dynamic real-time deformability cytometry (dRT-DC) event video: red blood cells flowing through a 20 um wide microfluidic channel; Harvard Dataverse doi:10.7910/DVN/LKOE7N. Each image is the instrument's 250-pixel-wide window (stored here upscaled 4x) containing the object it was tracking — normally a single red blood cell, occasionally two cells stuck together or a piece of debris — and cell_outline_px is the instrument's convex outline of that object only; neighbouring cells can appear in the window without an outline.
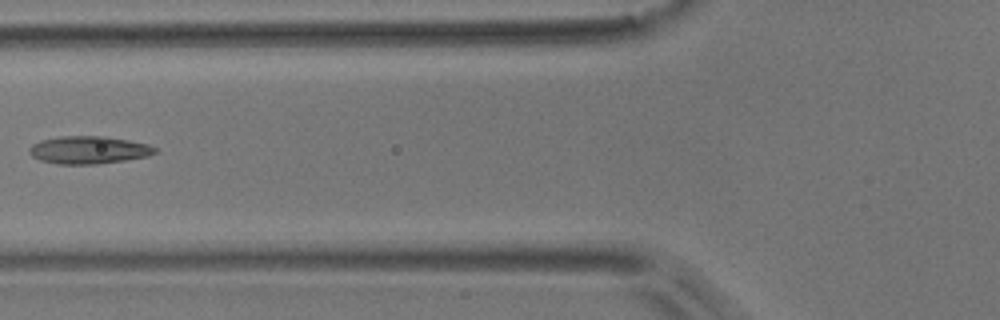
{"species": "common noctule bat (a hibernating species)", "species_latin": "Nyctalus noctula", "temperature_condition": "room temperature", "stored_images_in_passage": 5, "camera_frame_rate_fps": 3000, "um_per_image_px": 0.085, "animal": {"sex": "male", "body_mass_g": 17.9}, "frame": {"image": 1, "passage_image": 4, "time_ms": 1.0, "image_size_px": [1000, 320], "cell_outline_px": [[156, 152], [148, 156], [124, 160], [96, 164], [56, 164], [40, 160], [32, 156], [28, 152], [28, 148], [32, 144], [40, 140], [60, 136], [104, 136], [128, 140], [148, 144], [156, 148]], "centroid_in_image_um": [7.49, 12.74], "position_along_channel_um": 118.3, "area_um2": 20.29}}
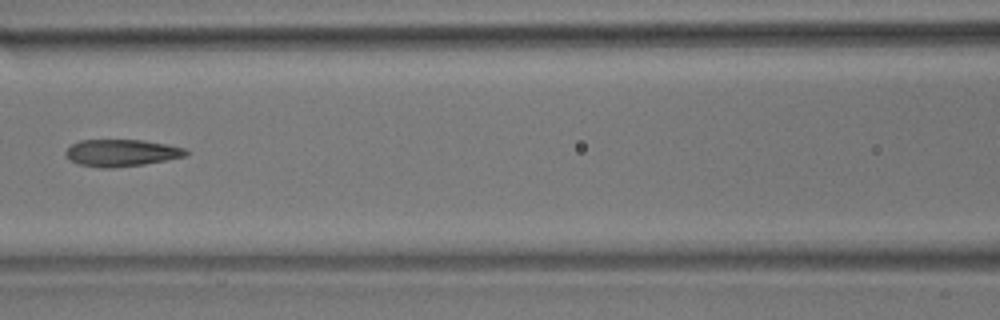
{"frame": {"image": 2, "passage_image": 5, "time_ms": 1.333, "image_size_px": [1000, 320], "cell_outline_px": [[188, 152], [184, 156], [144, 164], [112, 168], [100, 168], [80, 164], [68, 160], [64, 152], [72, 144], [80, 140], [144, 140], [168, 144], [184, 148]], "centroid_in_image_um": [10.28, 12.99], "position_along_channel_um": 156.3, "area_um2": 18.84}}